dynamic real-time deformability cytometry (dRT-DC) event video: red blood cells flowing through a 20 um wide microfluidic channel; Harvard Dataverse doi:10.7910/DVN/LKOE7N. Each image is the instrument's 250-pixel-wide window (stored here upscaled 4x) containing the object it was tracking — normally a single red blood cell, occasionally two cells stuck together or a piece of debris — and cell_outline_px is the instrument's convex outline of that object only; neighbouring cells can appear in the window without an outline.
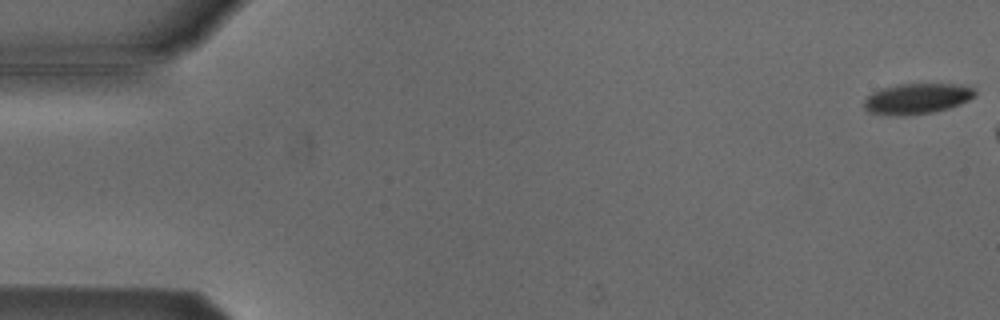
{"species": "Egyptian fruit bat (a non-hibernating species)", "species_latin": "Rousettus aegyptiacus", "temperature_condition": "cold", "stored_images_in_passage": 7, "camera_frame_rate_fps": 3000, "um_per_image_px": 0.085, "animal": {"sex": "male"}, "frame": {"image": 1, "passage_image": 1, "time_ms": 0.0, "image_size_px": [1000, 320], "cell_outline_px": [[976, 96], [968, 100], [948, 108], [932, 112], [896, 116], [868, 112], [864, 108], [864, 100], [872, 92], [884, 88], [900, 84], [952, 84], [972, 88], [976, 92]], "centroid_in_image_um": [77.91, 8.39], "position_along_channel_um": 7.1, "area_um2": 19.42}}